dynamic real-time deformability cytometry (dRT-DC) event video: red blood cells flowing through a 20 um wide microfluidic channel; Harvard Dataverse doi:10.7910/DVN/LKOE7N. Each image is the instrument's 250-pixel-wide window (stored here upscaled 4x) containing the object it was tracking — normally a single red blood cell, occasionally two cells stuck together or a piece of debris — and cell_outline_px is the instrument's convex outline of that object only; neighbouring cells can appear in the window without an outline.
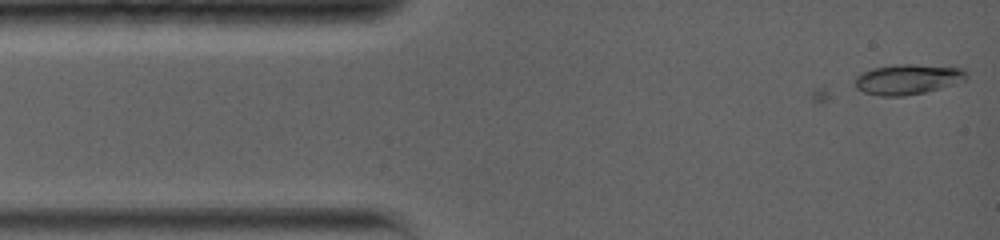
{"species": "common noctule bat (a hibernating species)", "species_latin": "Nyctalus noctula", "temperature_condition": "warm", "stored_images_in_passage": 51, "camera_frame_rate_fps": 5000, "um_per_image_px": 0.085, "animal": {"sex": "female", "body_mass_g": 19.0, "forearm_length_mm": 56.7}, "frame": {"image": 1, "passage_image": 1, "time_ms": 0.0, "image_size_px": [1000, 240], "cell_outline_px": [[968, 80], [940, 88], [924, 92], [904, 96], [880, 96], [864, 92], [856, 88], [856, 76], [860, 72], [872, 68], [892, 64], [912, 64], [964, 68], [968, 72]], "centroid_in_image_um": [77.18, 6.73], "position_along_channel_um": 7.8, "area_um2": 19.88}}
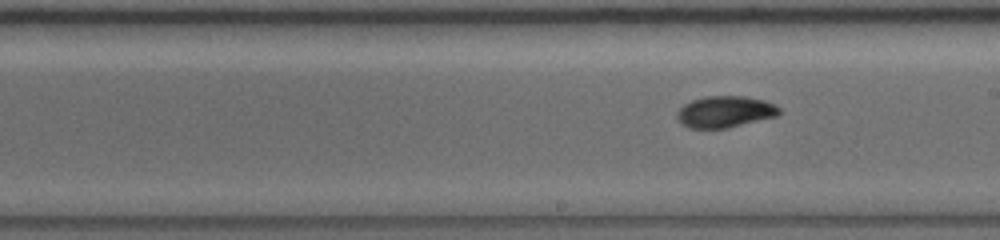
{"frame": {"image": 2, "passage_image": 22, "time_ms": 7.6, "image_size_px": [1000, 240], "cell_outline_px": [[780, 112], [776, 116], [728, 128], [688, 128], [680, 124], [676, 116], [676, 112], [684, 104], [692, 100], [704, 96], [744, 96], [764, 100], [776, 104], [780, 108]], "centroid_in_image_um": [61.6, 9.5], "position_along_channel_um": 227.4, "area_um2": 18.9}}
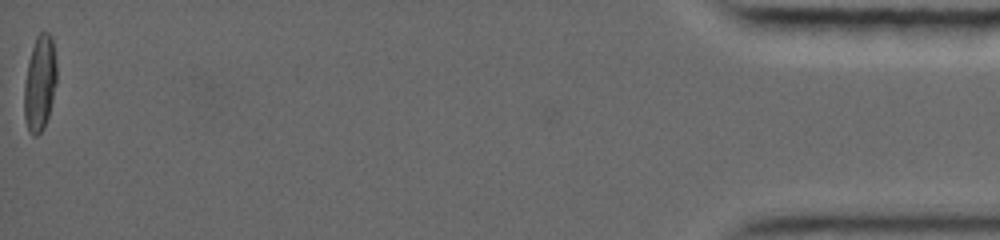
{"frame": {"image": 3, "passage_image": 51, "time_ms": 16.6, "image_size_px": [1000, 240], "cell_outline_px": [[56, 84], [48, 116], [44, 128], [36, 136], [32, 136], [28, 128], [24, 116], [24, 84], [28, 64], [32, 48], [36, 36], [40, 32], [48, 32], [52, 36], [56, 64]], "centroid_in_image_um": [3.38, 7.06], "position_along_channel_um": 431.8, "area_um2": 17.98}, "authors_computed_cell_mechanics": {"area_um2": 18.2648, "velocity_mm_per_s": 3.8348, "shape_relaxation_time_tau1_ms": 5.6656, "shape_relaxation_time_tau2_ms": 1.7828, "deformation_change_tau1": 0.2368, "deformation_change_tau2": 0.0347}}